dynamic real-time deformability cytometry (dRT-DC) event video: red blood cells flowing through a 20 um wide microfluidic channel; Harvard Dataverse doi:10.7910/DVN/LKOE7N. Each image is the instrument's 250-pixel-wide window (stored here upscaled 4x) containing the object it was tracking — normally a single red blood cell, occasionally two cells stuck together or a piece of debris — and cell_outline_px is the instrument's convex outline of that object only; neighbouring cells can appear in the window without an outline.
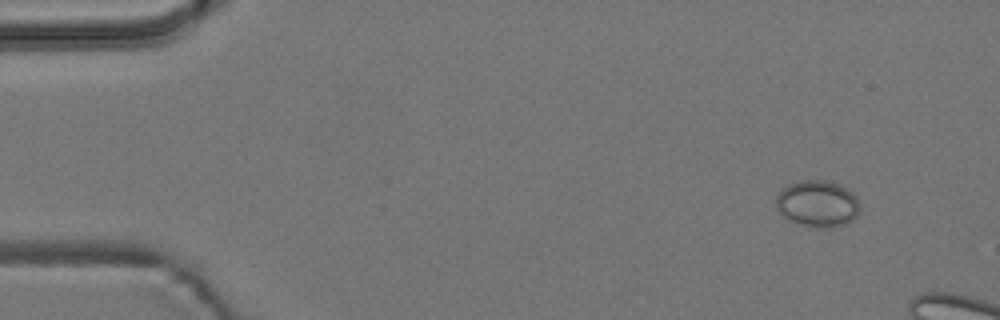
{"species": "common noctule bat (a hibernating species)", "species_latin": "Nyctalus noctula", "temperature_condition": "room temperature", "stored_images_in_passage": 5, "camera_frame_rate_fps": 3000, "um_per_image_px": 0.085, "animal": {"sex": "male", "body_mass_g": 19.2, "forearm_length_mm": 51.8}, "frame": {"image": 1, "passage_image": 1, "time_ms": 0.0, "image_size_px": [1000, 320], "cell_outline_px": [[860, 208], [856, 216], [848, 224], [828, 228], [820, 228], [796, 224], [788, 220], [776, 208], [776, 196], [788, 184], [804, 180], [824, 180], [836, 184], [852, 192], [856, 196], [860, 204]], "centroid_in_image_um": [69.49, 17.34], "position_along_channel_um": 15.5, "area_um2": 22.83}}